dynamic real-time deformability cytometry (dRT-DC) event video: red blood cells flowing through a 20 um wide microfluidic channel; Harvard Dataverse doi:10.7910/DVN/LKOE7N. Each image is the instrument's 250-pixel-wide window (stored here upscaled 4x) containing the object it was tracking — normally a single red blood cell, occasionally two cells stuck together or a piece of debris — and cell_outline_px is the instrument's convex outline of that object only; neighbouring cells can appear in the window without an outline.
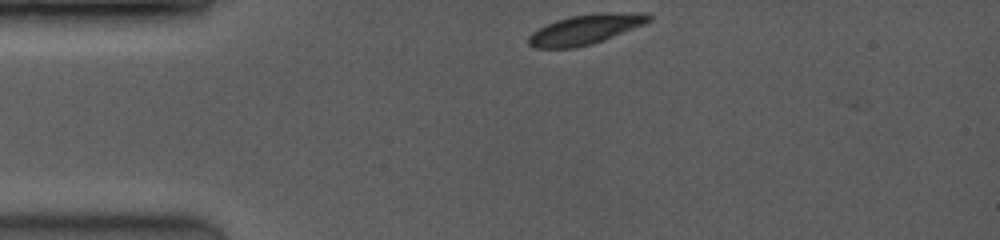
{"species": "common noctule bat (a hibernating species)", "species_latin": "Nyctalus noctula", "temperature_condition": "room temperature", "stored_images_in_passage": 2, "camera_frame_rate_fps": 3500, "um_per_image_px": 0.085, "animal": {"sex": "female", "body_mass_g": 19.0, "forearm_length_mm": 53.3}, "frame": {"image": 1, "passage_image": 1, "time_ms": 0.0, "image_size_px": [1000, 240], "cell_outline_px": [[652, 20], [644, 24], [600, 40], [588, 44], [572, 48], [536, 48], [528, 44], [528, 36], [532, 32], [556, 20], [572, 16], [600, 12], [648, 12], [652, 16]], "centroid_in_image_um": [49.78, 2.47], "position_along_channel_um": 35.2, "area_um2": 20.58}}